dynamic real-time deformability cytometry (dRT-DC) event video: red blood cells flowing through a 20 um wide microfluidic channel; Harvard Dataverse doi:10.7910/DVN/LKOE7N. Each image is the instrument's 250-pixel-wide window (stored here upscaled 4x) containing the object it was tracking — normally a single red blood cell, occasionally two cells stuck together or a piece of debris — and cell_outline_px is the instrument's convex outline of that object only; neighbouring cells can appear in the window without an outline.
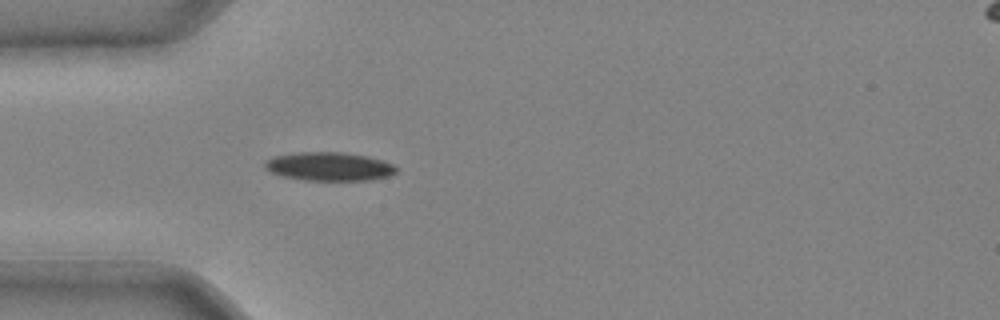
{"species": "common noctule bat (a hibernating species)", "species_latin": "Nyctalus noctula", "temperature_condition": "cold", "stored_images_in_passage": 16, "camera_frame_rate_fps": 3000, "um_per_image_px": 0.085, "animal": {"sex": "male", "body_mass_g": 20.4}, "frame": {"image": 1, "passage_image": 1, "time_ms": 0.0, "image_size_px": [1000, 320], "cell_outline_px": [[400, 168], [396, 172], [388, 176], [368, 180], [304, 180], [284, 176], [272, 172], [264, 168], [264, 164], [268, 160], [276, 156], [300, 152], [344, 152], [368, 156], [384, 160]], "centroid_in_image_um": [28.04, 14.15], "position_along_channel_um": 57.0, "area_um2": 21.79}}